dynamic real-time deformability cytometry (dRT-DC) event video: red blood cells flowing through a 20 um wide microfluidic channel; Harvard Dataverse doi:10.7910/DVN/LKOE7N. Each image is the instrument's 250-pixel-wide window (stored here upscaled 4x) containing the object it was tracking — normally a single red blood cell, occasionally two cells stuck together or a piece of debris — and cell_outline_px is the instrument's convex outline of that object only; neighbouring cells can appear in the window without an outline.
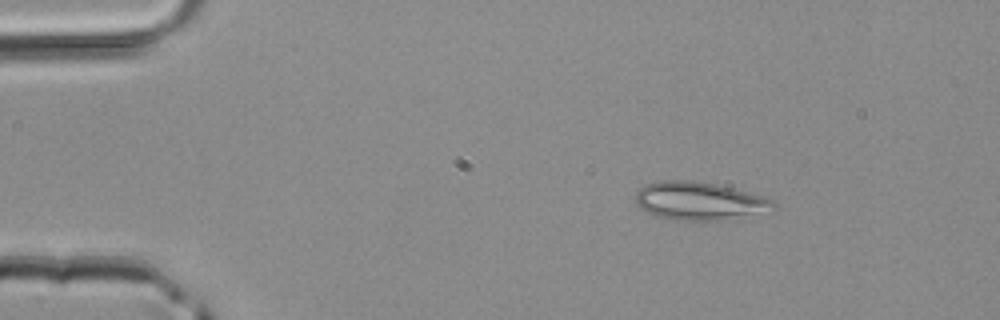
{"species": "common noctule bat (a hibernating species)", "species_latin": "Nyctalus noctula", "temperature_condition": "room temperature", "stored_images_in_passage": 4, "camera_frame_rate_fps": 3000, "um_per_image_px": 0.085, "animal": {"sex": "male", "body_mass_g": 20.4}, "frame": {"image": 1, "passage_image": 1, "time_ms": 0.0, "image_size_px": [1000, 320], "cell_outline_px": [[776, 208], [720, 220], [676, 220], [660, 216], [648, 212], [636, 204], [636, 192], [640, 188], [648, 184], [660, 180], [692, 180], [716, 184], [764, 196], [772, 200], [776, 204]], "centroid_in_image_um": [59.41, 17.06], "position_along_channel_um": 25.6, "area_um2": 29.94}}
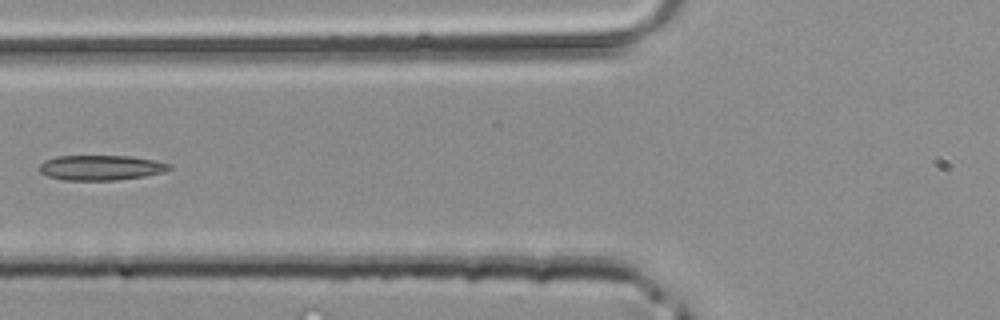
{"frame": {"image": 2, "passage_image": 4, "time_ms": 1.0, "image_size_px": [1000, 320], "cell_outline_px": [[172, 168], [160, 172], [144, 176], [116, 180], [64, 180], [48, 176], [40, 172], [40, 164], [44, 160], [56, 156], [132, 156], [172, 164]], "centroid_in_image_um": [8.55, 14.24], "position_along_channel_um": 117.3, "area_um2": 18.84}}